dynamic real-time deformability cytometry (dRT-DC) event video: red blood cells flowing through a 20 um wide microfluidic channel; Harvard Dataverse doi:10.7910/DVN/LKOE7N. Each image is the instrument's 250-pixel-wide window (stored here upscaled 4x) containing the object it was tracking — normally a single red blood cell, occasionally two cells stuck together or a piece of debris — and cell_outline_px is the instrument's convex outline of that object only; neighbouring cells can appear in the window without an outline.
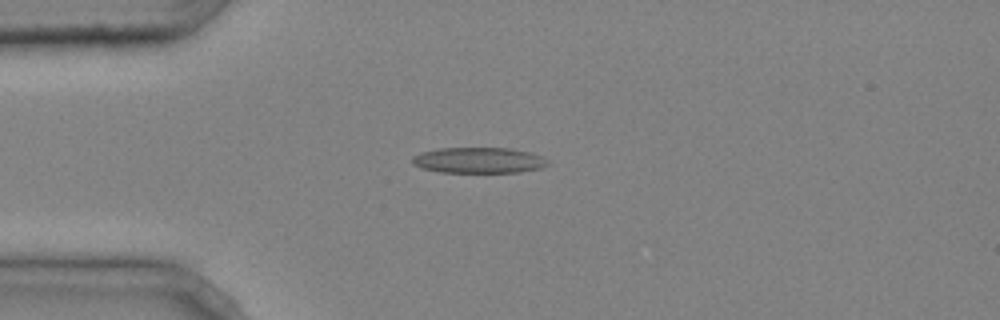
{"species": "common noctule bat (a hibernating species)", "species_latin": "Nyctalus noctula", "temperature_condition": "cold", "stored_images_in_passage": 3, "camera_frame_rate_fps": 3000, "um_per_image_px": 0.085, "animal": {"sex": "male", "body_mass_g": 20.4}, "frame": {"image": 1, "passage_image": 3, "time_ms": 0.667, "image_size_px": [1000, 320], "cell_outline_px": [[552, 164], [540, 168], [520, 172], [440, 172], [420, 168], [412, 164], [412, 156], [420, 152], [440, 148], [512, 148], [532, 152], [548, 160]], "centroid_in_image_um": [40.7, 13.62], "position_along_channel_um": 44.3, "area_um2": 20.58}}